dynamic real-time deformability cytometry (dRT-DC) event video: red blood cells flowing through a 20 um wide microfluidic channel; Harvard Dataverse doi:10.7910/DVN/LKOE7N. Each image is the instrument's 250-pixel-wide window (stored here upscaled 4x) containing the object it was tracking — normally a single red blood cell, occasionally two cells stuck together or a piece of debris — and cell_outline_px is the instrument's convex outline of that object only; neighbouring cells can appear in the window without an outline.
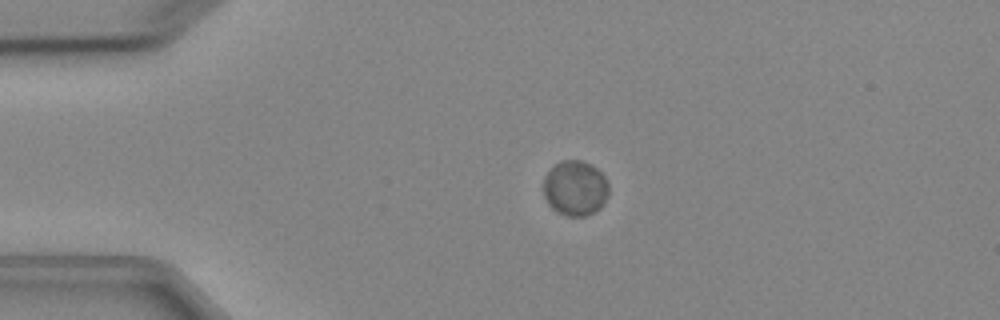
{"species": "Egyptian fruit bat (a non-hibernating species)", "species_latin": "Rousettus aegyptiacus", "temperature_condition": "cold", "stored_images_in_passage": 4, "camera_frame_rate_fps": 3000, "um_per_image_px": 0.085, "animal": {"sex": "female"}, "frame": {"image": 1, "passage_image": 3, "time_ms": 2.333, "image_size_px": [1000, 320], "cell_outline_px": [[608, 196], [604, 204], [600, 208], [584, 216], [568, 216], [556, 212], [548, 204], [544, 196], [544, 176], [560, 160], [580, 160], [596, 168], [604, 176], [608, 184]], "centroid_in_image_um": [48.88, 16.0], "position_along_channel_um": 36.1, "area_um2": 20.92}}
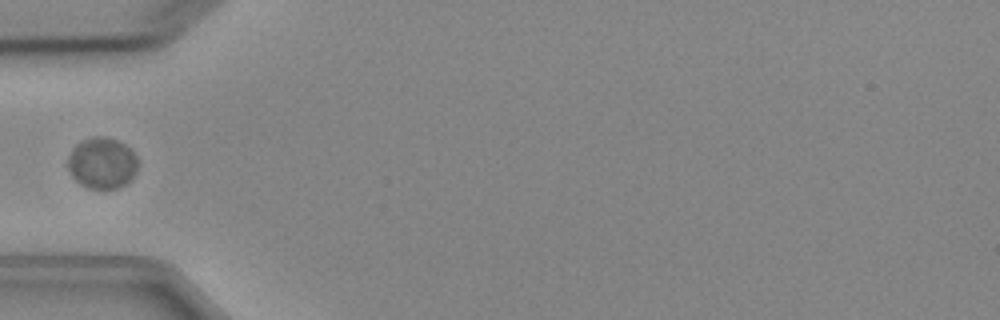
{"frame": {"image": 2, "passage_image": 4, "time_ms": 4.333, "image_size_px": [1000, 320], "cell_outline_px": [[136, 172], [124, 184], [116, 188], [88, 188], [80, 184], [72, 176], [68, 168], [68, 156], [72, 148], [76, 144], [92, 136], [104, 136], [116, 140], [124, 144], [136, 156]], "centroid_in_image_um": [8.63, 13.85], "position_along_channel_um": 76.4, "area_um2": 20.58}}